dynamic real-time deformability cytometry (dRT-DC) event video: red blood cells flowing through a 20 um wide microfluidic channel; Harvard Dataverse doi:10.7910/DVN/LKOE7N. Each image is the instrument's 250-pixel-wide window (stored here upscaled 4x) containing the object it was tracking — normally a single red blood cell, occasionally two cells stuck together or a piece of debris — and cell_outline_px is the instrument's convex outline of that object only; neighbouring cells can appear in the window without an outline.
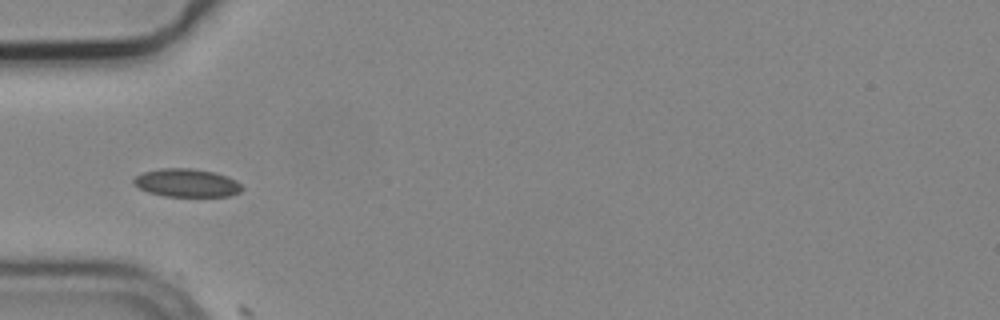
{"species": "common noctule bat (a hibernating species)", "species_latin": "Nyctalus noctula", "temperature_condition": "cold", "stored_images_in_passage": 5, "camera_frame_rate_fps": 3000, "um_per_image_px": 0.085, "animal": {"sex": "male", "body_mass_g": 19.2, "forearm_length_mm": 51.8}, "frame": {"image": 1, "passage_image": 5, "time_ms": 1.333, "image_size_px": [1000, 320], "cell_outline_px": [[244, 188], [240, 192], [228, 196], [164, 196], [148, 192], [132, 184], [132, 180], [136, 176], [144, 172], [160, 168], [192, 168], [216, 172], [228, 176], [236, 180]], "centroid_in_image_um": [15.88, 15.54], "position_along_channel_um": 69.1, "area_um2": 17.92}}